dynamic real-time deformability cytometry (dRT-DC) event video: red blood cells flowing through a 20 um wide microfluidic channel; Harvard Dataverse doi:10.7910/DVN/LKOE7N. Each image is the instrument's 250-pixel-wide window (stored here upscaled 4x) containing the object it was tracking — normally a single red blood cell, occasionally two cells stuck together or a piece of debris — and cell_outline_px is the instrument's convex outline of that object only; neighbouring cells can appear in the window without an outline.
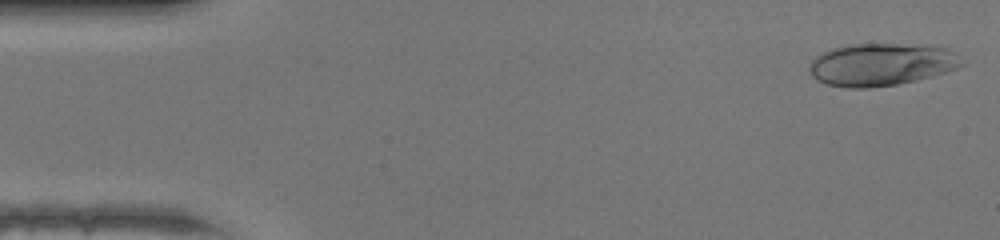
{"species": "human", "species_latin": "Homo sapiens", "temperature_condition": "warm", "stored_images_in_passage": 46, "camera_frame_rate_fps": 3000, "um_per_image_px": 0.085, "donor": {"sex": "female"}, "frame": {"image": 1, "passage_image": 1, "time_ms": 0.0, "image_size_px": [1000, 240], "cell_outline_px": [[964, 64], [948, 72], [916, 80], [896, 84], [868, 88], [848, 88], [828, 84], [816, 80], [812, 76], [808, 68], [812, 60], [816, 56], [824, 52], [836, 48], [852, 44], [900, 44], [944, 48], [952, 52]], "centroid_in_image_um": [74.86, 5.5], "position_along_channel_um": 10.1, "area_um2": 37.17}}
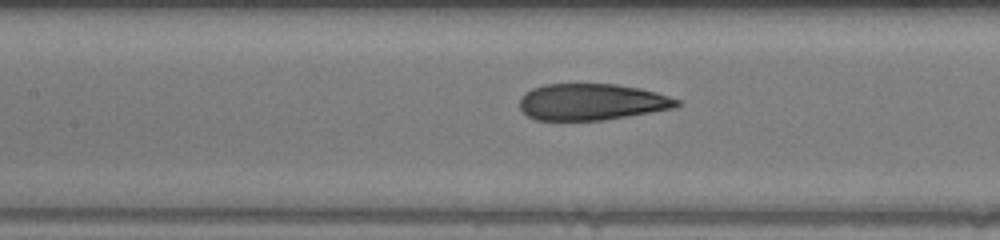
{"frame": {"image": 2, "passage_image": 20, "time_ms": 6.333, "image_size_px": [1000, 240], "cell_outline_px": [[680, 104], [676, 108], [604, 120], [536, 120], [528, 116], [520, 108], [520, 100], [524, 92], [532, 88], [544, 84], [616, 84], [640, 88], [656, 92], [680, 100]], "centroid_in_image_um": [50.3, 8.66], "position_along_channel_um": 157.1, "area_um2": 33.52}}
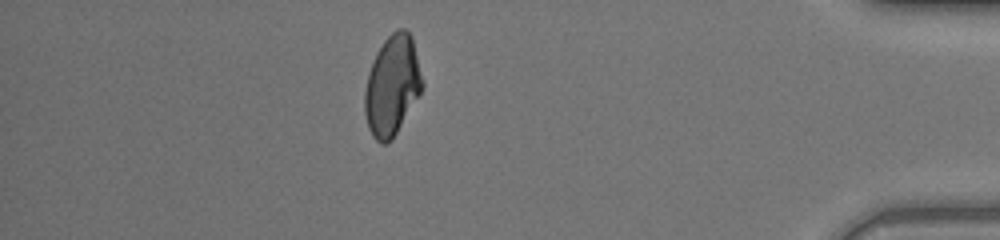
{"frame": {"image": 3, "passage_image": 40, "time_ms": 13.0, "image_size_px": [1000, 240], "cell_outline_px": [[424, 88], [420, 96], [392, 140], [384, 144], [380, 144], [372, 136], [368, 128], [364, 112], [364, 92], [368, 72], [376, 52], [384, 40], [396, 28], [404, 28], [412, 36], [424, 80]], "centroid_in_image_um": [33.35, 7.28], "position_along_channel_um": 401.9, "area_um2": 34.22}, "authors_computed_cell_mechanics": {"area_um2": 34.7667, "velocity_mm_per_s": 4.399, "shape_relaxation_time_tau1_ms": 8.1434, "shape_relaxation_time_tau2_ms": 0.8695, "deformation_change_tau1": 0.2717, "deformation_change_tau2": 0.0521}}